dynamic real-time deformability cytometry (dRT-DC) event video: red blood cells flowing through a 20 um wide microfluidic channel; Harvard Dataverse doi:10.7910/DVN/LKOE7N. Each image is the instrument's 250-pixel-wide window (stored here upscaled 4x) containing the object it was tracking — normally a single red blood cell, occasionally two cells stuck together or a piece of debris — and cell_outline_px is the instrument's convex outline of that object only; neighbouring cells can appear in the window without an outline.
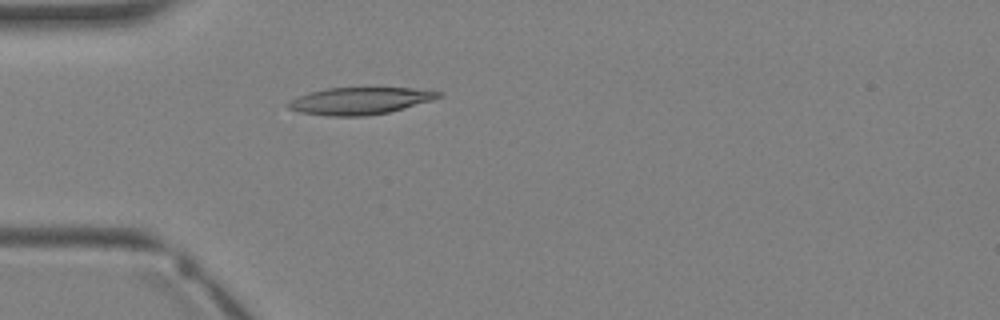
{"species": "Egyptian fruit bat (a non-hibernating species)", "species_latin": "Rousettus aegyptiacus", "temperature_condition": "warm", "stored_images_in_passage": 3, "camera_frame_rate_fps": 3000, "um_per_image_px": 0.085, "animal": {"sex": "female"}, "frame": {"image": 1, "passage_image": 3, "time_ms": 2.333, "image_size_px": [1000, 320], "cell_outline_px": [[444, 92], [440, 96], [432, 100], [404, 108], [388, 112], [368, 116], [328, 116], [300, 112], [288, 108], [284, 104], [288, 100], [312, 92], [328, 88], [412, 88]], "centroid_in_image_um": [30.57, 8.58], "position_along_channel_um": 54.4, "area_um2": 23.58}}